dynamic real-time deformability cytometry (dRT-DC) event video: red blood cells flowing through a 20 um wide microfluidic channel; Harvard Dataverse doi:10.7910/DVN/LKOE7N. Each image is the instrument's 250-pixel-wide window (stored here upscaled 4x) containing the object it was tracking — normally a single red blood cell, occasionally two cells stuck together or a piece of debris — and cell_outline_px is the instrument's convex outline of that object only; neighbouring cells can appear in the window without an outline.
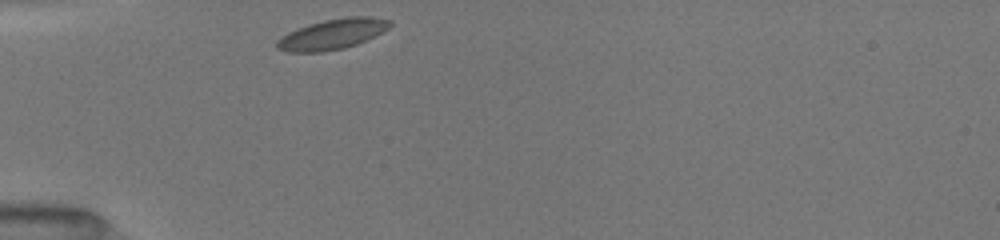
{"species": "common noctule bat (a hibernating species)", "species_latin": "Nyctalus noctula", "temperature_condition": "room temperature", "stored_images_in_passage": 30, "camera_frame_rate_fps": 3000, "um_per_image_px": 0.085, "animal": {"sex": "female", "body_mass_g": 19.5, "forearm_length_mm": 54.1}, "frame": {"image": 1, "passage_image": 1, "time_ms": 0.0, "image_size_px": [1000, 240], "cell_outline_px": [[392, 24], [388, 28], [356, 44], [344, 48], [324, 52], [288, 52], [276, 48], [276, 40], [288, 32], [296, 28], [308, 24], [324, 20], [348, 16], [368, 16], [392, 20]], "centroid_in_image_um": [28.21, 2.9], "position_along_channel_um": 56.8, "area_um2": 19.94}}
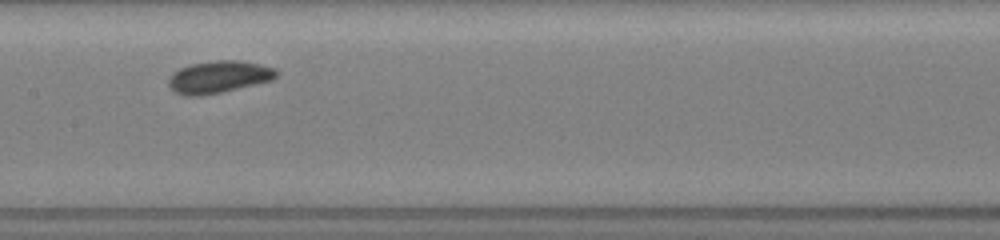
{"frame": {"image": 2, "passage_image": 12, "time_ms": 3.667, "image_size_px": [1000, 240], "cell_outline_px": [[280, 72], [272, 80], [220, 92], [196, 96], [184, 96], [176, 92], [168, 84], [168, 80], [172, 72], [180, 68], [192, 64], [216, 60], [240, 60], [260, 64], [276, 68]], "centroid_in_image_um": [18.61, 6.52], "position_along_channel_um": 188.8, "area_um2": 20.11}}
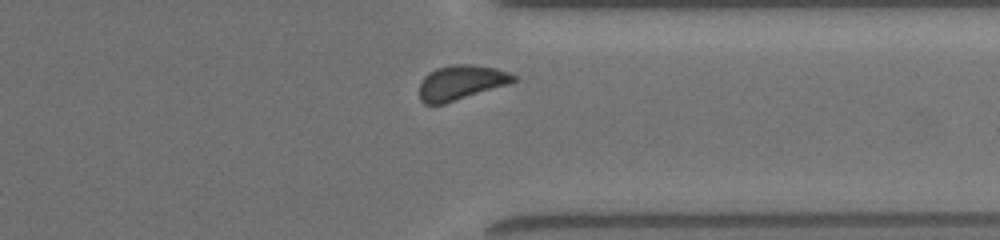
{"frame": {"image": 3, "passage_image": 26, "time_ms": 8.333, "image_size_px": [1000, 240], "cell_outline_px": [[516, 80], [508, 84], [444, 104], [424, 104], [420, 100], [420, 84], [424, 76], [428, 72], [436, 68], [452, 64], [472, 64], [496, 68], [508, 72], [516, 76]], "centroid_in_image_um": [39.16, 7.0], "position_along_channel_um": 372.2, "area_um2": 19.02}, "authors_computed_cell_mechanics": {"area_um2": 19.2763, "velocity_mm_per_s": 3.9293, "shape_relaxation_time_tau1_ms": 1.267, "shape_relaxation_time_tau2_ms": 4.0588, "deformation_change_tau1": 0.0429, "deformation_change_tau2": 0.0739}}